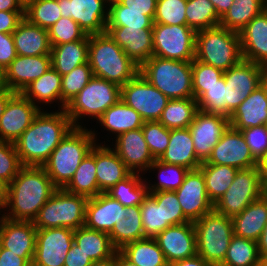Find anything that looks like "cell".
Segmentation results:
<instances>
[{
	"instance_id": "75",
	"label": "cell",
	"mask_w": 267,
	"mask_h": 266,
	"mask_svg": "<svg viewBox=\"0 0 267 266\" xmlns=\"http://www.w3.org/2000/svg\"><path fill=\"white\" fill-rule=\"evenodd\" d=\"M263 195L267 198V179L264 180Z\"/></svg>"
},
{
	"instance_id": "49",
	"label": "cell",
	"mask_w": 267,
	"mask_h": 266,
	"mask_svg": "<svg viewBox=\"0 0 267 266\" xmlns=\"http://www.w3.org/2000/svg\"><path fill=\"white\" fill-rule=\"evenodd\" d=\"M93 77L89 63L74 68L70 73L62 76L61 110L65 109L74 97L81 92Z\"/></svg>"
},
{
	"instance_id": "65",
	"label": "cell",
	"mask_w": 267,
	"mask_h": 266,
	"mask_svg": "<svg viewBox=\"0 0 267 266\" xmlns=\"http://www.w3.org/2000/svg\"><path fill=\"white\" fill-rule=\"evenodd\" d=\"M257 246L261 260L264 263H267V224L263 228V232L261 233L260 238L257 241Z\"/></svg>"
},
{
	"instance_id": "67",
	"label": "cell",
	"mask_w": 267,
	"mask_h": 266,
	"mask_svg": "<svg viewBox=\"0 0 267 266\" xmlns=\"http://www.w3.org/2000/svg\"><path fill=\"white\" fill-rule=\"evenodd\" d=\"M15 94L12 90H2L0 91V118L4 113L5 107L8 103V100Z\"/></svg>"
},
{
	"instance_id": "18",
	"label": "cell",
	"mask_w": 267,
	"mask_h": 266,
	"mask_svg": "<svg viewBox=\"0 0 267 266\" xmlns=\"http://www.w3.org/2000/svg\"><path fill=\"white\" fill-rule=\"evenodd\" d=\"M42 107L35 105L22 93H15L0 118V140L15 143L31 125Z\"/></svg>"
},
{
	"instance_id": "74",
	"label": "cell",
	"mask_w": 267,
	"mask_h": 266,
	"mask_svg": "<svg viewBox=\"0 0 267 266\" xmlns=\"http://www.w3.org/2000/svg\"><path fill=\"white\" fill-rule=\"evenodd\" d=\"M263 84L267 88V64L263 66Z\"/></svg>"
},
{
	"instance_id": "27",
	"label": "cell",
	"mask_w": 267,
	"mask_h": 266,
	"mask_svg": "<svg viewBox=\"0 0 267 266\" xmlns=\"http://www.w3.org/2000/svg\"><path fill=\"white\" fill-rule=\"evenodd\" d=\"M120 208L124 206L107 193L88 198L84 226L109 234L119 220Z\"/></svg>"
},
{
	"instance_id": "71",
	"label": "cell",
	"mask_w": 267,
	"mask_h": 266,
	"mask_svg": "<svg viewBox=\"0 0 267 266\" xmlns=\"http://www.w3.org/2000/svg\"><path fill=\"white\" fill-rule=\"evenodd\" d=\"M90 266H116V253L106 260L92 262Z\"/></svg>"
},
{
	"instance_id": "26",
	"label": "cell",
	"mask_w": 267,
	"mask_h": 266,
	"mask_svg": "<svg viewBox=\"0 0 267 266\" xmlns=\"http://www.w3.org/2000/svg\"><path fill=\"white\" fill-rule=\"evenodd\" d=\"M236 130L267 125V88L262 83L229 116Z\"/></svg>"
},
{
	"instance_id": "35",
	"label": "cell",
	"mask_w": 267,
	"mask_h": 266,
	"mask_svg": "<svg viewBox=\"0 0 267 266\" xmlns=\"http://www.w3.org/2000/svg\"><path fill=\"white\" fill-rule=\"evenodd\" d=\"M104 129L115 134V137L131 130H137L144 125L143 118L121 99L106 110L97 120Z\"/></svg>"
},
{
	"instance_id": "41",
	"label": "cell",
	"mask_w": 267,
	"mask_h": 266,
	"mask_svg": "<svg viewBox=\"0 0 267 266\" xmlns=\"http://www.w3.org/2000/svg\"><path fill=\"white\" fill-rule=\"evenodd\" d=\"M207 196L215 204L232 184L238 169L227 165L201 164Z\"/></svg>"
},
{
	"instance_id": "40",
	"label": "cell",
	"mask_w": 267,
	"mask_h": 266,
	"mask_svg": "<svg viewBox=\"0 0 267 266\" xmlns=\"http://www.w3.org/2000/svg\"><path fill=\"white\" fill-rule=\"evenodd\" d=\"M198 111L194 98L169 99L159 122L167 129L189 128Z\"/></svg>"
},
{
	"instance_id": "17",
	"label": "cell",
	"mask_w": 267,
	"mask_h": 266,
	"mask_svg": "<svg viewBox=\"0 0 267 266\" xmlns=\"http://www.w3.org/2000/svg\"><path fill=\"white\" fill-rule=\"evenodd\" d=\"M73 243V229H37L33 261L39 266H64L66 255Z\"/></svg>"
},
{
	"instance_id": "73",
	"label": "cell",
	"mask_w": 267,
	"mask_h": 266,
	"mask_svg": "<svg viewBox=\"0 0 267 266\" xmlns=\"http://www.w3.org/2000/svg\"><path fill=\"white\" fill-rule=\"evenodd\" d=\"M0 210H5L4 207L0 206ZM7 219L6 214L4 212V214L0 217V236H1V232H2V228L4 225L5 220Z\"/></svg>"
},
{
	"instance_id": "2",
	"label": "cell",
	"mask_w": 267,
	"mask_h": 266,
	"mask_svg": "<svg viewBox=\"0 0 267 266\" xmlns=\"http://www.w3.org/2000/svg\"><path fill=\"white\" fill-rule=\"evenodd\" d=\"M57 189L42 166H23L8 184L6 217L33 221Z\"/></svg>"
},
{
	"instance_id": "76",
	"label": "cell",
	"mask_w": 267,
	"mask_h": 266,
	"mask_svg": "<svg viewBox=\"0 0 267 266\" xmlns=\"http://www.w3.org/2000/svg\"><path fill=\"white\" fill-rule=\"evenodd\" d=\"M25 266H39L34 261L28 262Z\"/></svg>"
},
{
	"instance_id": "45",
	"label": "cell",
	"mask_w": 267,
	"mask_h": 266,
	"mask_svg": "<svg viewBox=\"0 0 267 266\" xmlns=\"http://www.w3.org/2000/svg\"><path fill=\"white\" fill-rule=\"evenodd\" d=\"M61 17L57 0H25L24 18L34 25L48 29Z\"/></svg>"
},
{
	"instance_id": "33",
	"label": "cell",
	"mask_w": 267,
	"mask_h": 266,
	"mask_svg": "<svg viewBox=\"0 0 267 266\" xmlns=\"http://www.w3.org/2000/svg\"><path fill=\"white\" fill-rule=\"evenodd\" d=\"M140 206L120 208V217L109 237L113 246L119 251L123 246L136 240L144 239Z\"/></svg>"
},
{
	"instance_id": "23",
	"label": "cell",
	"mask_w": 267,
	"mask_h": 266,
	"mask_svg": "<svg viewBox=\"0 0 267 266\" xmlns=\"http://www.w3.org/2000/svg\"><path fill=\"white\" fill-rule=\"evenodd\" d=\"M51 54L40 56H19L6 70V83L9 90L22 93L34 80L51 68Z\"/></svg>"
},
{
	"instance_id": "72",
	"label": "cell",
	"mask_w": 267,
	"mask_h": 266,
	"mask_svg": "<svg viewBox=\"0 0 267 266\" xmlns=\"http://www.w3.org/2000/svg\"><path fill=\"white\" fill-rule=\"evenodd\" d=\"M6 70L0 65V91L7 90Z\"/></svg>"
},
{
	"instance_id": "48",
	"label": "cell",
	"mask_w": 267,
	"mask_h": 266,
	"mask_svg": "<svg viewBox=\"0 0 267 266\" xmlns=\"http://www.w3.org/2000/svg\"><path fill=\"white\" fill-rule=\"evenodd\" d=\"M139 206L145 238H155L170 226L167 221H164L162 202H156L149 193Z\"/></svg>"
},
{
	"instance_id": "51",
	"label": "cell",
	"mask_w": 267,
	"mask_h": 266,
	"mask_svg": "<svg viewBox=\"0 0 267 266\" xmlns=\"http://www.w3.org/2000/svg\"><path fill=\"white\" fill-rule=\"evenodd\" d=\"M187 0H157L154 23L166 25H187Z\"/></svg>"
},
{
	"instance_id": "36",
	"label": "cell",
	"mask_w": 267,
	"mask_h": 266,
	"mask_svg": "<svg viewBox=\"0 0 267 266\" xmlns=\"http://www.w3.org/2000/svg\"><path fill=\"white\" fill-rule=\"evenodd\" d=\"M69 193L87 198L99 194L96 177V144L81 161L69 183L63 188Z\"/></svg>"
},
{
	"instance_id": "19",
	"label": "cell",
	"mask_w": 267,
	"mask_h": 266,
	"mask_svg": "<svg viewBox=\"0 0 267 266\" xmlns=\"http://www.w3.org/2000/svg\"><path fill=\"white\" fill-rule=\"evenodd\" d=\"M175 193L184 216L191 222L202 218L214 209V204L207 196L205 180L199 168L188 171Z\"/></svg>"
},
{
	"instance_id": "28",
	"label": "cell",
	"mask_w": 267,
	"mask_h": 266,
	"mask_svg": "<svg viewBox=\"0 0 267 266\" xmlns=\"http://www.w3.org/2000/svg\"><path fill=\"white\" fill-rule=\"evenodd\" d=\"M132 172L110 146L96 144V177L100 193H106Z\"/></svg>"
},
{
	"instance_id": "4",
	"label": "cell",
	"mask_w": 267,
	"mask_h": 266,
	"mask_svg": "<svg viewBox=\"0 0 267 266\" xmlns=\"http://www.w3.org/2000/svg\"><path fill=\"white\" fill-rule=\"evenodd\" d=\"M96 137L92 129L74 127L52 151L42 167L58 189L69 183L81 161L97 143Z\"/></svg>"
},
{
	"instance_id": "29",
	"label": "cell",
	"mask_w": 267,
	"mask_h": 266,
	"mask_svg": "<svg viewBox=\"0 0 267 266\" xmlns=\"http://www.w3.org/2000/svg\"><path fill=\"white\" fill-rule=\"evenodd\" d=\"M16 53L19 56H40L51 54L48 30L23 18L12 33Z\"/></svg>"
},
{
	"instance_id": "70",
	"label": "cell",
	"mask_w": 267,
	"mask_h": 266,
	"mask_svg": "<svg viewBox=\"0 0 267 266\" xmlns=\"http://www.w3.org/2000/svg\"><path fill=\"white\" fill-rule=\"evenodd\" d=\"M116 266H138L126 259L119 251L116 252Z\"/></svg>"
},
{
	"instance_id": "10",
	"label": "cell",
	"mask_w": 267,
	"mask_h": 266,
	"mask_svg": "<svg viewBox=\"0 0 267 266\" xmlns=\"http://www.w3.org/2000/svg\"><path fill=\"white\" fill-rule=\"evenodd\" d=\"M264 181L257 167L239 169L232 184L214 204V209L230 218L241 213L263 195Z\"/></svg>"
},
{
	"instance_id": "12",
	"label": "cell",
	"mask_w": 267,
	"mask_h": 266,
	"mask_svg": "<svg viewBox=\"0 0 267 266\" xmlns=\"http://www.w3.org/2000/svg\"><path fill=\"white\" fill-rule=\"evenodd\" d=\"M121 100L146 121H159L169 99L140 73L121 86Z\"/></svg>"
},
{
	"instance_id": "42",
	"label": "cell",
	"mask_w": 267,
	"mask_h": 266,
	"mask_svg": "<svg viewBox=\"0 0 267 266\" xmlns=\"http://www.w3.org/2000/svg\"><path fill=\"white\" fill-rule=\"evenodd\" d=\"M142 178L138 173H131L124 180L117 182L106 193L124 207L140 205L149 193L146 180L144 181Z\"/></svg>"
},
{
	"instance_id": "43",
	"label": "cell",
	"mask_w": 267,
	"mask_h": 266,
	"mask_svg": "<svg viewBox=\"0 0 267 266\" xmlns=\"http://www.w3.org/2000/svg\"><path fill=\"white\" fill-rule=\"evenodd\" d=\"M263 263L256 241L233 235L220 266H261Z\"/></svg>"
},
{
	"instance_id": "68",
	"label": "cell",
	"mask_w": 267,
	"mask_h": 266,
	"mask_svg": "<svg viewBox=\"0 0 267 266\" xmlns=\"http://www.w3.org/2000/svg\"><path fill=\"white\" fill-rule=\"evenodd\" d=\"M257 169L259 170L263 181L267 179V150L257 160Z\"/></svg>"
},
{
	"instance_id": "15",
	"label": "cell",
	"mask_w": 267,
	"mask_h": 266,
	"mask_svg": "<svg viewBox=\"0 0 267 266\" xmlns=\"http://www.w3.org/2000/svg\"><path fill=\"white\" fill-rule=\"evenodd\" d=\"M57 1L62 17L72 18L87 35L102 34L106 32L109 11L107 6H109L110 0Z\"/></svg>"
},
{
	"instance_id": "20",
	"label": "cell",
	"mask_w": 267,
	"mask_h": 266,
	"mask_svg": "<svg viewBox=\"0 0 267 266\" xmlns=\"http://www.w3.org/2000/svg\"><path fill=\"white\" fill-rule=\"evenodd\" d=\"M154 239L169 265L197 254L196 231L191 221L171 225Z\"/></svg>"
},
{
	"instance_id": "44",
	"label": "cell",
	"mask_w": 267,
	"mask_h": 266,
	"mask_svg": "<svg viewBox=\"0 0 267 266\" xmlns=\"http://www.w3.org/2000/svg\"><path fill=\"white\" fill-rule=\"evenodd\" d=\"M185 12L187 26L195 32L220 24L221 18L210 0H187Z\"/></svg>"
},
{
	"instance_id": "64",
	"label": "cell",
	"mask_w": 267,
	"mask_h": 266,
	"mask_svg": "<svg viewBox=\"0 0 267 266\" xmlns=\"http://www.w3.org/2000/svg\"><path fill=\"white\" fill-rule=\"evenodd\" d=\"M25 0H0V11H24Z\"/></svg>"
},
{
	"instance_id": "6",
	"label": "cell",
	"mask_w": 267,
	"mask_h": 266,
	"mask_svg": "<svg viewBox=\"0 0 267 266\" xmlns=\"http://www.w3.org/2000/svg\"><path fill=\"white\" fill-rule=\"evenodd\" d=\"M195 59L223 71L243 58L239 33L220 25L196 32Z\"/></svg>"
},
{
	"instance_id": "37",
	"label": "cell",
	"mask_w": 267,
	"mask_h": 266,
	"mask_svg": "<svg viewBox=\"0 0 267 266\" xmlns=\"http://www.w3.org/2000/svg\"><path fill=\"white\" fill-rule=\"evenodd\" d=\"M61 87L62 76L51 67L40 78L34 80L22 94L35 105H47L55 101L61 104Z\"/></svg>"
},
{
	"instance_id": "30",
	"label": "cell",
	"mask_w": 267,
	"mask_h": 266,
	"mask_svg": "<svg viewBox=\"0 0 267 266\" xmlns=\"http://www.w3.org/2000/svg\"><path fill=\"white\" fill-rule=\"evenodd\" d=\"M158 160L183 166L189 170H195L200 167L202 163L196 156L189 128L171 129L167 149Z\"/></svg>"
},
{
	"instance_id": "14",
	"label": "cell",
	"mask_w": 267,
	"mask_h": 266,
	"mask_svg": "<svg viewBox=\"0 0 267 266\" xmlns=\"http://www.w3.org/2000/svg\"><path fill=\"white\" fill-rule=\"evenodd\" d=\"M229 118L222 114L198 111L189 126L195 153L203 163L210 157L214 146L230 127Z\"/></svg>"
},
{
	"instance_id": "53",
	"label": "cell",
	"mask_w": 267,
	"mask_h": 266,
	"mask_svg": "<svg viewBox=\"0 0 267 266\" xmlns=\"http://www.w3.org/2000/svg\"><path fill=\"white\" fill-rule=\"evenodd\" d=\"M142 131L153 158L159 159L167 149L171 129H167L159 121H146L142 126Z\"/></svg>"
},
{
	"instance_id": "34",
	"label": "cell",
	"mask_w": 267,
	"mask_h": 266,
	"mask_svg": "<svg viewBox=\"0 0 267 266\" xmlns=\"http://www.w3.org/2000/svg\"><path fill=\"white\" fill-rule=\"evenodd\" d=\"M74 243L93 262L113 257L118 251L113 246L109 234L87 228L86 226L74 230Z\"/></svg>"
},
{
	"instance_id": "66",
	"label": "cell",
	"mask_w": 267,
	"mask_h": 266,
	"mask_svg": "<svg viewBox=\"0 0 267 266\" xmlns=\"http://www.w3.org/2000/svg\"><path fill=\"white\" fill-rule=\"evenodd\" d=\"M220 18L229 10L233 0H210Z\"/></svg>"
},
{
	"instance_id": "24",
	"label": "cell",
	"mask_w": 267,
	"mask_h": 266,
	"mask_svg": "<svg viewBox=\"0 0 267 266\" xmlns=\"http://www.w3.org/2000/svg\"><path fill=\"white\" fill-rule=\"evenodd\" d=\"M37 229L33 221L6 219L0 236V245L27 262L33 261Z\"/></svg>"
},
{
	"instance_id": "57",
	"label": "cell",
	"mask_w": 267,
	"mask_h": 266,
	"mask_svg": "<svg viewBox=\"0 0 267 266\" xmlns=\"http://www.w3.org/2000/svg\"><path fill=\"white\" fill-rule=\"evenodd\" d=\"M251 153L258 160L267 150V126L245 128L241 130Z\"/></svg>"
},
{
	"instance_id": "54",
	"label": "cell",
	"mask_w": 267,
	"mask_h": 266,
	"mask_svg": "<svg viewBox=\"0 0 267 266\" xmlns=\"http://www.w3.org/2000/svg\"><path fill=\"white\" fill-rule=\"evenodd\" d=\"M51 47L84 39L86 32L72 18L61 17L48 29Z\"/></svg>"
},
{
	"instance_id": "61",
	"label": "cell",
	"mask_w": 267,
	"mask_h": 266,
	"mask_svg": "<svg viewBox=\"0 0 267 266\" xmlns=\"http://www.w3.org/2000/svg\"><path fill=\"white\" fill-rule=\"evenodd\" d=\"M92 262L89 256H86L80 247L73 243L66 255L64 266H90Z\"/></svg>"
},
{
	"instance_id": "22",
	"label": "cell",
	"mask_w": 267,
	"mask_h": 266,
	"mask_svg": "<svg viewBox=\"0 0 267 266\" xmlns=\"http://www.w3.org/2000/svg\"><path fill=\"white\" fill-rule=\"evenodd\" d=\"M106 32L139 67L153 56L152 29L106 27Z\"/></svg>"
},
{
	"instance_id": "58",
	"label": "cell",
	"mask_w": 267,
	"mask_h": 266,
	"mask_svg": "<svg viewBox=\"0 0 267 266\" xmlns=\"http://www.w3.org/2000/svg\"><path fill=\"white\" fill-rule=\"evenodd\" d=\"M16 57L12 34L0 32V65L6 69Z\"/></svg>"
},
{
	"instance_id": "46",
	"label": "cell",
	"mask_w": 267,
	"mask_h": 266,
	"mask_svg": "<svg viewBox=\"0 0 267 266\" xmlns=\"http://www.w3.org/2000/svg\"><path fill=\"white\" fill-rule=\"evenodd\" d=\"M152 169H157L159 182L154 185L146 182L148 192L176 191L183 183L184 178L189 171V169L183 166L168 164L161 162L158 159H156L148 168V170Z\"/></svg>"
},
{
	"instance_id": "60",
	"label": "cell",
	"mask_w": 267,
	"mask_h": 266,
	"mask_svg": "<svg viewBox=\"0 0 267 266\" xmlns=\"http://www.w3.org/2000/svg\"><path fill=\"white\" fill-rule=\"evenodd\" d=\"M24 18V11H0V32L12 34Z\"/></svg>"
},
{
	"instance_id": "16",
	"label": "cell",
	"mask_w": 267,
	"mask_h": 266,
	"mask_svg": "<svg viewBox=\"0 0 267 266\" xmlns=\"http://www.w3.org/2000/svg\"><path fill=\"white\" fill-rule=\"evenodd\" d=\"M202 164L227 165L239 170L256 167L257 159L242 132L230 126L214 146L208 160Z\"/></svg>"
},
{
	"instance_id": "39",
	"label": "cell",
	"mask_w": 267,
	"mask_h": 266,
	"mask_svg": "<svg viewBox=\"0 0 267 266\" xmlns=\"http://www.w3.org/2000/svg\"><path fill=\"white\" fill-rule=\"evenodd\" d=\"M266 7V0H233L229 10L220 19L219 25L239 32Z\"/></svg>"
},
{
	"instance_id": "1",
	"label": "cell",
	"mask_w": 267,
	"mask_h": 266,
	"mask_svg": "<svg viewBox=\"0 0 267 266\" xmlns=\"http://www.w3.org/2000/svg\"><path fill=\"white\" fill-rule=\"evenodd\" d=\"M73 128L65 109L50 113L40 111L14 143L22 165L43 166Z\"/></svg>"
},
{
	"instance_id": "13",
	"label": "cell",
	"mask_w": 267,
	"mask_h": 266,
	"mask_svg": "<svg viewBox=\"0 0 267 266\" xmlns=\"http://www.w3.org/2000/svg\"><path fill=\"white\" fill-rule=\"evenodd\" d=\"M226 85L227 117L263 83V66L251 61L241 60L224 71Z\"/></svg>"
},
{
	"instance_id": "62",
	"label": "cell",
	"mask_w": 267,
	"mask_h": 266,
	"mask_svg": "<svg viewBox=\"0 0 267 266\" xmlns=\"http://www.w3.org/2000/svg\"><path fill=\"white\" fill-rule=\"evenodd\" d=\"M28 262L0 245V266H25Z\"/></svg>"
},
{
	"instance_id": "59",
	"label": "cell",
	"mask_w": 267,
	"mask_h": 266,
	"mask_svg": "<svg viewBox=\"0 0 267 266\" xmlns=\"http://www.w3.org/2000/svg\"><path fill=\"white\" fill-rule=\"evenodd\" d=\"M123 5V11L144 12L152 20L156 13L157 0H118Z\"/></svg>"
},
{
	"instance_id": "32",
	"label": "cell",
	"mask_w": 267,
	"mask_h": 266,
	"mask_svg": "<svg viewBox=\"0 0 267 266\" xmlns=\"http://www.w3.org/2000/svg\"><path fill=\"white\" fill-rule=\"evenodd\" d=\"M89 35L84 39L51 47V66L61 76L88 62Z\"/></svg>"
},
{
	"instance_id": "50",
	"label": "cell",
	"mask_w": 267,
	"mask_h": 266,
	"mask_svg": "<svg viewBox=\"0 0 267 266\" xmlns=\"http://www.w3.org/2000/svg\"><path fill=\"white\" fill-rule=\"evenodd\" d=\"M223 74V70L194 59L192 61L193 98L197 101L207 92V88L217 83Z\"/></svg>"
},
{
	"instance_id": "38",
	"label": "cell",
	"mask_w": 267,
	"mask_h": 266,
	"mask_svg": "<svg viewBox=\"0 0 267 266\" xmlns=\"http://www.w3.org/2000/svg\"><path fill=\"white\" fill-rule=\"evenodd\" d=\"M119 252L138 266H169L154 238H144L128 243Z\"/></svg>"
},
{
	"instance_id": "69",
	"label": "cell",
	"mask_w": 267,
	"mask_h": 266,
	"mask_svg": "<svg viewBox=\"0 0 267 266\" xmlns=\"http://www.w3.org/2000/svg\"><path fill=\"white\" fill-rule=\"evenodd\" d=\"M8 183L0 178V206L4 207L7 201Z\"/></svg>"
},
{
	"instance_id": "8",
	"label": "cell",
	"mask_w": 267,
	"mask_h": 266,
	"mask_svg": "<svg viewBox=\"0 0 267 266\" xmlns=\"http://www.w3.org/2000/svg\"><path fill=\"white\" fill-rule=\"evenodd\" d=\"M121 99V86L93 76L84 89L66 105L65 111L75 128L83 116L98 120L103 113Z\"/></svg>"
},
{
	"instance_id": "25",
	"label": "cell",
	"mask_w": 267,
	"mask_h": 266,
	"mask_svg": "<svg viewBox=\"0 0 267 266\" xmlns=\"http://www.w3.org/2000/svg\"><path fill=\"white\" fill-rule=\"evenodd\" d=\"M243 60L267 64V9L238 32Z\"/></svg>"
},
{
	"instance_id": "63",
	"label": "cell",
	"mask_w": 267,
	"mask_h": 266,
	"mask_svg": "<svg viewBox=\"0 0 267 266\" xmlns=\"http://www.w3.org/2000/svg\"><path fill=\"white\" fill-rule=\"evenodd\" d=\"M169 266H214L213 264L209 263L198 254L192 256L190 258H186L184 260L176 261Z\"/></svg>"
},
{
	"instance_id": "31",
	"label": "cell",
	"mask_w": 267,
	"mask_h": 266,
	"mask_svg": "<svg viewBox=\"0 0 267 266\" xmlns=\"http://www.w3.org/2000/svg\"><path fill=\"white\" fill-rule=\"evenodd\" d=\"M234 235L258 241L267 224V198L262 195L232 218Z\"/></svg>"
},
{
	"instance_id": "56",
	"label": "cell",
	"mask_w": 267,
	"mask_h": 266,
	"mask_svg": "<svg viewBox=\"0 0 267 266\" xmlns=\"http://www.w3.org/2000/svg\"><path fill=\"white\" fill-rule=\"evenodd\" d=\"M22 167L15 144L0 140V178L9 184Z\"/></svg>"
},
{
	"instance_id": "7",
	"label": "cell",
	"mask_w": 267,
	"mask_h": 266,
	"mask_svg": "<svg viewBox=\"0 0 267 266\" xmlns=\"http://www.w3.org/2000/svg\"><path fill=\"white\" fill-rule=\"evenodd\" d=\"M193 224L197 254L214 266H220L234 235L232 218L213 209Z\"/></svg>"
},
{
	"instance_id": "21",
	"label": "cell",
	"mask_w": 267,
	"mask_h": 266,
	"mask_svg": "<svg viewBox=\"0 0 267 266\" xmlns=\"http://www.w3.org/2000/svg\"><path fill=\"white\" fill-rule=\"evenodd\" d=\"M112 148L132 173L147 172L155 161L145 141L142 128L127 131L116 137Z\"/></svg>"
},
{
	"instance_id": "5",
	"label": "cell",
	"mask_w": 267,
	"mask_h": 266,
	"mask_svg": "<svg viewBox=\"0 0 267 266\" xmlns=\"http://www.w3.org/2000/svg\"><path fill=\"white\" fill-rule=\"evenodd\" d=\"M139 73L168 99L193 98L192 62L152 56Z\"/></svg>"
},
{
	"instance_id": "3",
	"label": "cell",
	"mask_w": 267,
	"mask_h": 266,
	"mask_svg": "<svg viewBox=\"0 0 267 266\" xmlns=\"http://www.w3.org/2000/svg\"><path fill=\"white\" fill-rule=\"evenodd\" d=\"M88 63L93 76L125 85L140 71L123 49L105 32L89 35Z\"/></svg>"
},
{
	"instance_id": "9",
	"label": "cell",
	"mask_w": 267,
	"mask_h": 266,
	"mask_svg": "<svg viewBox=\"0 0 267 266\" xmlns=\"http://www.w3.org/2000/svg\"><path fill=\"white\" fill-rule=\"evenodd\" d=\"M88 198L57 189L33 220L36 229L67 227L76 230L85 225Z\"/></svg>"
},
{
	"instance_id": "55",
	"label": "cell",
	"mask_w": 267,
	"mask_h": 266,
	"mask_svg": "<svg viewBox=\"0 0 267 266\" xmlns=\"http://www.w3.org/2000/svg\"><path fill=\"white\" fill-rule=\"evenodd\" d=\"M149 194L156 202H162L164 221H167L170 226L190 222L184 216L175 191L149 192Z\"/></svg>"
},
{
	"instance_id": "52",
	"label": "cell",
	"mask_w": 267,
	"mask_h": 266,
	"mask_svg": "<svg viewBox=\"0 0 267 266\" xmlns=\"http://www.w3.org/2000/svg\"><path fill=\"white\" fill-rule=\"evenodd\" d=\"M200 111L227 116L226 85L222 76L197 100Z\"/></svg>"
},
{
	"instance_id": "47",
	"label": "cell",
	"mask_w": 267,
	"mask_h": 266,
	"mask_svg": "<svg viewBox=\"0 0 267 266\" xmlns=\"http://www.w3.org/2000/svg\"><path fill=\"white\" fill-rule=\"evenodd\" d=\"M108 21L106 27H123L152 29L153 20L144 12L123 11L118 0L109 1Z\"/></svg>"
},
{
	"instance_id": "11",
	"label": "cell",
	"mask_w": 267,
	"mask_h": 266,
	"mask_svg": "<svg viewBox=\"0 0 267 266\" xmlns=\"http://www.w3.org/2000/svg\"><path fill=\"white\" fill-rule=\"evenodd\" d=\"M153 56L192 62L196 32L187 25L153 23Z\"/></svg>"
}]
</instances>
